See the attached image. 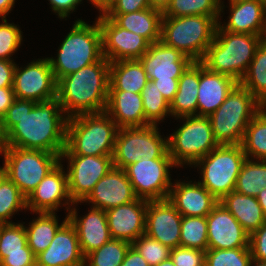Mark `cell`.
Segmentation results:
<instances>
[{
    "mask_svg": "<svg viewBox=\"0 0 266 266\" xmlns=\"http://www.w3.org/2000/svg\"><path fill=\"white\" fill-rule=\"evenodd\" d=\"M68 117L58 99L44 102L15 99L1 120L6 147L47 151L65 149Z\"/></svg>",
    "mask_w": 266,
    "mask_h": 266,
    "instance_id": "1",
    "label": "cell"
},
{
    "mask_svg": "<svg viewBox=\"0 0 266 266\" xmlns=\"http://www.w3.org/2000/svg\"><path fill=\"white\" fill-rule=\"evenodd\" d=\"M110 62L103 57L57 81V99L68 118L106 110Z\"/></svg>",
    "mask_w": 266,
    "mask_h": 266,
    "instance_id": "2",
    "label": "cell"
},
{
    "mask_svg": "<svg viewBox=\"0 0 266 266\" xmlns=\"http://www.w3.org/2000/svg\"><path fill=\"white\" fill-rule=\"evenodd\" d=\"M118 130L117 124L105 111L70 117L61 155H113Z\"/></svg>",
    "mask_w": 266,
    "mask_h": 266,
    "instance_id": "3",
    "label": "cell"
},
{
    "mask_svg": "<svg viewBox=\"0 0 266 266\" xmlns=\"http://www.w3.org/2000/svg\"><path fill=\"white\" fill-rule=\"evenodd\" d=\"M261 42V35L232 33L217 25L214 40L201 62L209 70L230 76L239 83Z\"/></svg>",
    "mask_w": 266,
    "mask_h": 266,
    "instance_id": "4",
    "label": "cell"
},
{
    "mask_svg": "<svg viewBox=\"0 0 266 266\" xmlns=\"http://www.w3.org/2000/svg\"><path fill=\"white\" fill-rule=\"evenodd\" d=\"M57 51L56 59L47 57L56 81L100 61L104 56L97 18L92 25L78 18Z\"/></svg>",
    "mask_w": 266,
    "mask_h": 266,
    "instance_id": "5",
    "label": "cell"
},
{
    "mask_svg": "<svg viewBox=\"0 0 266 266\" xmlns=\"http://www.w3.org/2000/svg\"><path fill=\"white\" fill-rule=\"evenodd\" d=\"M260 110L261 103L237 83L218 109L208 116L215 140L219 145L241 144L246 127Z\"/></svg>",
    "mask_w": 266,
    "mask_h": 266,
    "instance_id": "6",
    "label": "cell"
},
{
    "mask_svg": "<svg viewBox=\"0 0 266 266\" xmlns=\"http://www.w3.org/2000/svg\"><path fill=\"white\" fill-rule=\"evenodd\" d=\"M217 25L211 16L162 17L160 41L192 61H202L214 40Z\"/></svg>",
    "mask_w": 266,
    "mask_h": 266,
    "instance_id": "7",
    "label": "cell"
},
{
    "mask_svg": "<svg viewBox=\"0 0 266 266\" xmlns=\"http://www.w3.org/2000/svg\"><path fill=\"white\" fill-rule=\"evenodd\" d=\"M246 159L241 144L218 145L194 164L202 174L198 182L220 201L235 191L238 175Z\"/></svg>",
    "mask_w": 266,
    "mask_h": 266,
    "instance_id": "8",
    "label": "cell"
},
{
    "mask_svg": "<svg viewBox=\"0 0 266 266\" xmlns=\"http://www.w3.org/2000/svg\"><path fill=\"white\" fill-rule=\"evenodd\" d=\"M182 126L168 136V152L177 166L193 165L219 144L215 140L210 120L206 116L191 115L177 118Z\"/></svg>",
    "mask_w": 266,
    "mask_h": 266,
    "instance_id": "9",
    "label": "cell"
},
{
    "mask_svg": "<svg viewBox=\"0 0 266 266\" xmlns=\"http://www.w3.org/2000/svg\"><path fill=\"white\" fill-rule=\"evenodd\" d=\"M2 156L8 178L26 198L61 159L47 151L17 147H5Z\"/></svg>",
    "mask_w": 266,
    "mask_h": 266,
    "instance_id": "10",
    "label": "cell"
},
{
    "mask_svg": "<svg viewBox=\"0 0 266 266\" xmlns=\"http://www.w3.org/2000/svg\"><path fill=\"white\" fill-rule=\"evenodd\" d=\"M168 151V137L162 138L158 125L120 128L112 155L113 166L125 169L141 159L161 158Z\"/></svg>",
    "mask_w": 266,
    "mask_h": 266,
    "instance_id": "11",
    "label": "cell"
},
{
    "mask_svg": "<svg viewBox=\"0 0 266 266\" xmlns=\"http://www.w3.org/2000/svg\"><path fill=\"white\" fill-rule=\"evenodd\" d=\"M177 167L167 151L161 158L141 159L124 170L138 198L165 200L172 186L170 170Z\"/></svg>",
    "mask_w": 266,
    "mask_h": 266,
    "instance_id": "12",
    "label": "cell"
},
{
    "mask_svg": "<svg viewBox=\"0 0 266 266\" xmlns=\"http://www.w3.org/2000/svg\"><path fill=\"white\" fill-rule=\"evenodd\" d=\"M60 158L68 161V191L73 203L83 202L96 183L113 168L112 155H61Z\"/></svg>",
    "mask_w": 266,
    "mask_h": 266,
    "instance_id": "13",
    "label": "cell"
},
{
    "mask_svg": "<svg viewBox=\"0 0 266 266\" xmlns=\"http://www.w3.org/2000/svg\"><path fill=\"white\" fill-rule=\"evenodd\" d=\"M13 91L17 99L36 103L57 98V81L48 58H40L19 68L16 64Z\"/></svg>",
    "mask_w": 266,
    "mask_h": 266,
    "instance_id": "14",
    "label": "cell"
},
{
    "mask_svg": "<svg viewBox=\"0 0 266 266\" xmlns=\"http://www.w3.org/2000/svg\"><path fill=\"white\" fill-rule=\"evenodd\" d=\"M102 35L103 56L111 63L120 60L140 59L150 43L142 36L119 27L102 12L97 16Z\"/></svg>",
    "mask_w": 266,
    "mask_h": 266,
    "instance_id": "15",
    "label": "cell"
},
{
    "mask_svg": "<svg viewBox=\"0 0 266 266\" xmlns=\"http://www.w3.org/2000/svg\"><path fill=\"white\" fill-rule=\"evenodd\" d=\"M62 205L69 211L73 201L69 196L67 173L60 160L26 198V208L35 214L55 213Z\"/></svg>",
    "mask_w": 266,
    "mask_h": 266,
    "instance_id": "16",
    "label": "cell"
},
{
    "mask_svg": "<svg viewBox=\"0 0 266 266\" xmlns=\"http://www.w3.org/2000/svg\"><path fill=\"white\" fill-rule=\"evenodd\" d=\"M206 221L208 249L249 248V234L220 202Z\"/></svg>",
    "mask_w": 266,
    "mask_h": 266,
    "instance_id": "17",
    "label": "cell"
},
{
    "mask_svg": "<svg viewBox=\"0 0 266 266\" xmlns=\"http://www.w3.org/2000/svg\"><path fill=\"white\" fill-rule=\"evenodd\" d=\"M133 186L124 169L113 168L102 177L94 186L92 192L83 202H74L73 205L78 203H91V207L102 210L130 203L136 200Z\"/></svg>",
    "mask_w": 266,
    "mask_h": 266,
    "instance_id": "18",
    "label": "cell"
},
{
    "mask_svg": "<svg viewBox=\"0 0 266 266\" xmlns=\"http://www.w3.org/2000/svg\"><path fill=\"white\" fill-rule=\"evenodd\" d=\"M182 215L168 201H148L145 234L170 249L180 246Z\"/></svg>",
    "mask_w": 266,
    "mask_h": 266,
    "instance_id": "19",
    "label": "cell"
},
{
    "mask_svg": "<svg viewBox=\"0 0 266 266\" xmlns=\"http://www.w3.org/2000/svg\"><path fill=\"white\" fill-rule=\"evenodd\" d=\"M139 60L151 81L180 78L193 62L179 50L164 44L160 40L150 44L147 52Z\"/></svg>",
    "mask_w": 266,
    "mask_h": 266,
    "instance_id": "20",
    "label": "cell"
},
{
    "mask_svg": "<svg viewBox=\"0 0 266 266\" xmlns=\"http://www.w3.org/2000/svg\"><path fill=\"white\" fill-rule=\"evenodd\" d=\"M148 200H136L106 210L107 224L112 239L133 243L145 234Z\"/></svg>",
    "mask_w": 266,
    "mask_h": 266,
    "instance_id": "21",
    "label": "cell"
},
{
    "mask_svg": "<svg viewBox=\"0 0 266 266\" xmlns=\"http://www.w3.org/2000/svg\"><path fill=\"white\" fill-rule=\"evenodd\" d=\"M36 266H84L83 255L77 232L67 220L55 233L45 251L35 256Z\"/></svg>",
    "mask_w": 266,
    "mask_h": 266,
    "instance_id": "22",
    "label": "cell"
},
{
    "mask_svg": "<svg viewBox=\"0 0 266 266\" xmlns=\"http://www.w3.org/2000/svg\"><path fill=\"white\" fill-rule=\"evenodd\" d=\"M167 199L182 216L206 217L219 202L198 181L191 180H176Z\"/></svg>",
    "mask_w": 266,
    "mask_h": 266,
    "instance_id": "23",
    "label": "cell"
},
{
    "mask_svg": "<svg viewBox=\"0 0 266 266\" xmlns=\"http://www.w3.org/2000/svg\"><path fill=\"white\" fill-rule=\"evenodd\" d=\"M87 215L78 216L76 206L68 211V220L77 232L80 248L84 256L112 239L107 224L106 211L90 207Z\"/></svg>",
    "mask_w": 266,
    "mask_h": 266,
    "instance_id": "24",
    "label": "cell"
},
{
    "mask_svg": "<svg viewBox=\"0 0 266 266\" xmlns=\"http://www.w3.org/2000/svg\"><path fill=\"white\" fill-rule=\"evenodd\" d=\"M238 82L232 77L209 70L200 61L197 115L208 117L225 101Z\"/></svg>",
    "mask_w": 266,
    "mask_h": 266,
    "instance_id": "25",
    "label": "cell"
},
{
    "mask_svg": "<svg viewBox=\"0 0 266 266\" xmlns=\"http://www.w3.org/2000/svg\"><path fill=\"white\" fill-rule=\"evenodd\" d=\"M105 112L118 128L146 126L143 100L140 93L122 90H109Z\"/></svg>",
    "mask_w": 266,
    "mask_h": 266,
    "instance_id": "26",
    "label": "cell"
},
{
    "mask_svg": "<svg viewBox=\"0 0 266 266\" xmlns=\"http://www.w3.org/2000/svg\"><path fill=\"white\" fill-rule=\"evenodd\" d=\"M230 15L227 23L218 25L232 33L261 35L265 7L258 0H228Z\"/></svg>",
    "mask_w": 266,
    "mask_h": 266,
    "instance_id": "27",
    "label": "cell"
},
{
    "mask_svg": "<svg viewBox=\"0 0 266 266\" xmlns=\"http://www.w3.org/2000/svg\"><path fill=\"white\" fill-rule=\"evenodd\" d=\"M200 61H193L178 80V89L170 103V114L177 118L197 115Z\"/></svg>",
    "mask_w": 266,
    "mask_h": 266,
    "instance_id": "28",
    "label": "cell"
},
{
    "mask_svg": "<svg viewBox=\"0 0 266 266\" xmlns=\"http://www.w3.org/2000/svg\"><path fill=\"white\" fill-rule=\"evenodd\" d=\"M119 27L127 29L144 37L150 44L161 38V23L163 13L152 9H144L125 14H104Z\"/></svg>",
    "mask_w": 266,
    "mask_h": 266,
    "instance_id": "29",
    "label": "cell"
},
{
    "mask_svg": "<svg viewBox=\"0 0 266 266\" xmlns=\"http://www.w3.org/2000/svg\"><path fill=\"white\" fill-rule=\"evenodd\" d=\"M250 235L266 222L256 197L232 191L219 201Z\"/></svg>",
    "mask_w": 266,
    "mask_h": 266,
    "instance_id": "30",
    "label": "cell"
},
{
    "mask_svg": "<svg viewBox=\"0 0 266 266\" xmlns=\"http://www.w3.org/2000/svg\"><path fill=\"white\" fill-rule=\"evenodd\" d=\"M149 78L139 59L110 63L109 90L141 93Z\"/></svg>",
    "mask_w": 266,
    "mask_h": 266,
    "instance_id": "31",
    "label": "cell"
},
{
    "mask_svg": "<svg viewBox=\"0 0 266 266\" xmlns=\"http://www.w3.org/2000/svg\"><path fill=\"white\" fill-rule=\"evenodd\" d=\"M37 218L25 226L28 246L36 256L45 251L54 239L55 233L68 220V215L61 224L55 213L38 212Z\"/></svg>",
    "mask_w": 266,
    "mask_h": 266,
    "instance_id": "32",
    "label": "cell"
},
{
    "mask_svg": "<svg viewBox=\"0 0 266 266\" xmlns=\"http://www.w3.org/2000/svg\"><path fill=\"white\" fill-rule=\"evenodd\" d=\"M239 83L260 103L266 100V42L262 41L258 45L254 58Z\"/></svg>",
    "mask_w": 266,
    "mask_h": 266,
    "instance_id": "33",
    "label": "cell"
},
{
    "mask_svg": "<svg viewBox=\"0 0 266 266\" xmlns=\"http://www.w3.org/2000/svg\"><path fill=\"white\" fill-rule=\"evenodd\" d=\"M222 0H172L163 17H181L190 15L211 16L217 22L224 12Z\"/></svg>",
    "mask_w": 266,
    "mask_h": 266,
    "instance_id": "34",
    "label": "cell"
},
{
    "mask_svg": "<svg viewBox=\"0 0 266 266\" xmlns=\"http://www.w3.org/2000/svg\"><path fill=\"white\" fill-rule=\"evenodd\" d=\"M241 145L247 159L266 160V115L261 110L246 127Z\"/></svg>",
    "mask_w": 266,
    "mask_h": 266,
    "instance_id": "35",
    "label": "cell"
},
{
    "mask_svg": "<svg viewBox=\"0 0 266 266\" xmlns=\"http://www.w3.org/2000/svg\"><path fill=\"white\" fill-rule=\"evenodd\" d=\"M266 188V160L246 159L238 175L235 191L256 197Z\"/></svg>",
    "mask_w": 266,
    "mask_h": 266,
    "instance_id": "36",
    "label": "cell"
},
{
    "mask_svg": "<svg viewBox=\"0 0 266 266\" xmlns=\"http://www.w3.org/2000/svg\"><path fill=\"white\" fill-rule=\"evenodd\" d=\"M131 243L111 239L85 256L84 266H121Z\"/></svg>",
    "mask_w": 266,
    "mask_h": 266,
    "instance_id": "37",
    "label": "cell"
},
{
    "mask_svg": "<svg viewBox=\"0 0 266 266\" xmlns=\"http://www.w3.org/2000/svg\"><path fill=\"white\" fill-rule=\"evenodd\" d=\"M180 246L202 251L208 249L206 217L182 216Z\"/></svg>",
    "mask_w": 266,
    "mask_h": 266,
    "instance_id": "38",
    "label": "cell"
},
{
    "mask_svg": "<svg viewBox=\"0 0 266 266\" xmlns=\"http://www.w3.org/2000/svg\"><path fill=\"white\" fill-rule=\"evenodd\" d=\"M140 94L143 100L145 119L151 125H158L160 121L165 120L166 116L171 115L169 102L163 97L153 81L149 80Z\"/></svg>",
    "mask_w": 266,
    "mask_h": 266,
    "instance_id": "39",
    "label": "cell"
},
{
    "mask_svg": "<svg viewBox=\"0 0 266 266\" xmlns=\"http://www.w3.org/2000/svg\"><path fill=\"white\" fill-rule=\"evenodd\" d=\"M27 210L26 197L19 188L7 178L0 187V221L5 223H16L10 221L11 217L18 211Z\"/></svg>",
    "mask_w": 266,
    "mask_h": 266,
    "instance_id": "40",
    "label": "cell"
},
{
    "mask_svg": "<svg viewBox=\"0 0 266 266\" xmlns=\"http://www.w3.org/2000/svg\"><path fill=\"white\" fill-rule=\"evenodd\" d=\"M252 254L249 248L207 249L206 266H250Z\"/></svg>",
    "mask_w": 266,
    "mask_h": 266,
    "instance_id": "41",
    "label": "cell"
},
{
    "mask_svg": "<svg viewBox=\"0 0 266 266\" xmlns=\"http://www.w3.org/2000/svg\"><path fill=\"white\" fill-rule=\"evenodd\" d=\"M22 223H6L0 233V262L5 253L24 252L27 243V234Z\"/></svg>",
    "mask_w": 266,
    "mask_h": 266,
    "instance_id": "42",
    "label": "cell"
},
{
    "mask_svg": "<svg viewBox=\"0 0 266 266\" xmlns=\"http://www.w3.org/2000/svg\"><path fill=\"white\" fill-rule=\"evenodd\" d=\"M150 266H157L170 257L171 249L146 234L131 244Z\"/></svg>",
    "mask_w": 266,
    "mask_h": 266,
    "instance_id": "43",
    "label": "cell"
},
{
    "mask_svg": "<svg viewBox=\"0 0 266 266\" xmlns=\"http://www.w3.org/2000/svg\"><path fill=\"white\" fill-rule=\"evenodd\" d=\"M0 23V59L12 60L11 58L23 40V32L19 29V25L9 23L6 18L1 19Z\"/></svg>",
    "mask_w": 266,
    "mask_h": 266,
    "instance_id": "44",
    "label": "cell"
},
{
    "mask_svg": "<svg viewBox=\"0 0 266 266\" xmlns=\"http://www.w3.org/2000/svg\"><path fill=\"white\" fill-rule=\"evenodd\" d=\"M170 258L175 266H204L205 251L186 247L171 249Z\"/></svg>",
    "mask_w": 266,
    "mask_h": 266,
    "instance_id": "45",
    "label": "cell"
},
{
    "mask_svg": "<svg viewBox=\"0 0 266 266\" xmlns=\"http://www.w3.org/2000/svg\"><path fill=\"white\" fill-rule=\"evenodd\" d=\"M150 8L149 0H111L103 14H125Z\"/></svg>",
    "mask_w": 266,
    "mask_h": 266,
    "instance_id": "46",
    "label": "cell"
},
{
    "mask_svg": "<svg viewBox=\"0 0 266 266\" xmlns=\"http://www.w3.org/2000/svg\"><path fill=\"white\" fill-rule=\"evenodd\" d=\"M249 249L253 260L266 262V222L249 235Z\"/></svg>",
    "mask_w": 266,
    "mask_h": 266,
    "instance_id": "47",
    "label": "cell"
},
{
    "mask_svg": "<svg viewBox=\"0 0 266 266\" xmlns=\"http://www.w3.org/2000/svg\"><path fill=\"white\" fill-rule=\"evenodd\" d=\"M0 266H36L35 255L27 244L24 247V252L5 253V258L0 262Z\"/></svg>",
    "mask_w": 266,
    "mask_h": 266,
    "instance_id": "48",
    "label": "cell"
},
{
    "mask_svg": "<svg viewBox=\"0 0 266 266\" xmlns=\"http://www.w3.org/2000/svg\"><path fill=\"white\" fill-rule=\"evenodd\" d=\"M51 4L52 11L58 15V18L65 19L69 14L75 12L77 6L82 0H48Z\"/></svg>",
    "mask_w": 266,
    "mask_h": 266,
    "instance_id": "49",
    "label": "cell"
},
{
    "mask_svg": "<svg viewBox=\"0 0 266 266\" xmlns=\"http://www.w3.org/2000/svg\"><path fill=\"white\" fill-rule=\"evenodd\" d=\"M15 66L14 61L0 59V88L13 87Z\"/></svg>",
    "mask_w": 266,
    "mask_h": 266,
    "instance_id": "50",
    "label": "cell"
},
{
    "mask_svg": "<svg viewBox=\"0 0 266 266\" xmlns=\"http://www.w3.org/2000/svg\"><path fill=\"white\" fill-rule=\"evenodd\" d=\"M179 78H171V80L159 81L154 80L157 89L162 93L163 97L171 103L178 89Z\"/></svg>",
    "mask_w": 266,
    "mask_h": 266,
    "instance_id": "51",
    "label": "cell"
},
{
    "mask_svg": "<svg viewBox=\"0 0 266 266\" xmlns=\"http://www.w3.org/2000/svg\"><path fill=\"white\" fill-rule=\"evenodd\" d=\"M15 99L13 87L0 88V120L6 115L8 108Z\"/></svg>",
    "mask_w": 266,
    "mask_h": 266,
    "instance_id": "52",
    "label": "cell"
},
{
    "mask_svg": "<svg viewBox=\"0 0 266 266\" xmlns=\"http://www.w3.org/2000/svg\"><path fill=\"white\" fill-rule=\"evenodd\" d=\"M121 266H150L142 255L131 245Z\"/></svg>",
    "mask_w": 266,
    "mask_h": 266,
    "instance_id": "53",
    "label": "cell"
},
{
    "mask_svg": "<svg viewBox=\"0 0 266 266\" xmlns=\"http://www.w3.org/2000/svg\"><path fill=\"white\" fill-rule=\"evenodd\" d=\"M15 0H0V18H6V15L12 11Z\"/></svg>",
    "mask_w": 266,
    "mask_h": 266,
    "instance_id": "54",
    "label": "cell"
},
{
    "mask_svg": "<svg viewBox=\"0 0 266 266\" xmlns=\"http://www.w3.org/2000/svg\"><path fill=\"white\" fill-rule=\"evenodd\" d=\"M172 0H149L150 7L162 13L166 11Z\"/></svg>",
    "mask_w": 266,
    "mask_h": 266,
    "instance_id": "55",
    "label": "cell"
},
{
    "mask_svg": "<svg viewBox=\"0 0 266 266\" xmlns=\"http://www.w3.org/2000/svg\"><path fill=\"white\" fill-rule=\"evenodd\" d=\"M256 199L261 206L264 216L266 217V188H263L260 193L256 196Z\"/></svg>",
    "mask_w": 266,
    "mask_h": 266,
    "instance_id": "56",
    "label": "cell"
},
{
    "mask_svg": "<svg viewBox=\"0 0 266 266\" xmlns=\"http://www.w3.org/2000/svg\"><path fill=\"white\" fill-rule=\"evenodd\" d=\"M90 3L99 10V12H103V10L109 5L111 0H88Z\"/></svg>",
    "mask_w": 266,
    "mask_h": 266,
    "instance_id": "57",
    "label": "cell"
},
{
    "mask_svg": "<svg viewBox=\"0 0 266 266\" xmlns=\"http://www.w3.org/2000/svg\"><path fill=\"white\" fill-rule=\"evenodd\" d=\"M5 147H6V145H5V135L2 132V129H1V120H0V154L1 155H2Z\"/></svg>",
    "mask_w": 266,
    "mask_h": 266,
    "instance_id": "58",
    "label": "cell"
},
{
    "mask_svg": "<svg viewBox=\"0 0 266 266\" xmlns=\"http://www.w3.org/2000/svg\"><path fill=\"white\" fill-rule=\"evenodd\" d=\"M8 178L5 167H0V187L2 183Z\"/></svg>",
    "mask_w": 266,
    "mask_h": 266,
    "instance_id": "59",
    "label": "cell"
},
{
    "mask_svg": "<svg viewBox=\"0 0 266 266\" xmlns=\"http://www.w3.org/2000/svg\"><path fill=\"white\" fill-rule=\"evenodd\" d=\"M261 39L262 41L266 42V8L264 11V25H263V30L261 33Z\"/></svg>",
    "mask_w": 266,
    "mask_h": 266,
    "instance_id": "60",
    "label": "cell"
},
{
    "mask_svg": "<svg viewBox=\"0 0 266 266\" xmlns=\"http://www.w3.org/2000/svg\"><path fill=\"white\" fill-rule=\"evenodd\" d=\"M157 266H175V264L173 263L172 259L169 257L168 259L159 263Z\"/></svg>",
    "mask_w": 266,
    "mask_h": 266,
    "instance_id": "61",
    "label": "cell"
},
{
    "mask_svg": "<svg viewBox=\"0 0 266 266\" xmlns=\"http://www.w3.org/2000/svg\"><path fill=\"white\" fill-rule=\"evenodd\" d=\"M250 266H266V262H260L257 260H252Z\"/></svg>",
    "mask_w": 266,
    "mask_h": 266,
    "instance_id": "62",
    "label": "cell"
},
{
    "mask_svg": "<svg viewBox=\"0 0 266 266\" xmlns=\"http://www.w3.org/2000/svg\"><path fill=\"white\" fill-rule=\"evenodd\" d=\"M261 111L266 115V100L261 102Z\"/></svg>",
    "mask_w": 266,
    "mask_h": 266,
    "instance_id": "63",
    "label": "cell"
},
{
    "mask_svg": "<svg viewBox=\"0 0 266 266\" xmlns=\"http://www.w3.org/2000/svg\"><path fill=\"white\" fill-rule=\"evenodd\" d=\"M266 8V0H258Z\"/></svg>",
    "mask_w": 266,
    "mask_h": 266,
    "instance_id": "64",
    "label": "cell"
},
{
    "mask_svg": "<svg viewBox=\"0 0 266 266\" xmlns=\"http://www.w3.org/2000/svg\"><path fill=\"white\" fill-rule=\"evenodd\" d=\"M5 224H6L5 222L0 221V233H1V230H2V228H3V226H4Z\"/></svg>",
    "mask_w": 266,
    "mask_h": 266,
    "instance_id": "65",
    "label": "cell"
}]
</instances>
